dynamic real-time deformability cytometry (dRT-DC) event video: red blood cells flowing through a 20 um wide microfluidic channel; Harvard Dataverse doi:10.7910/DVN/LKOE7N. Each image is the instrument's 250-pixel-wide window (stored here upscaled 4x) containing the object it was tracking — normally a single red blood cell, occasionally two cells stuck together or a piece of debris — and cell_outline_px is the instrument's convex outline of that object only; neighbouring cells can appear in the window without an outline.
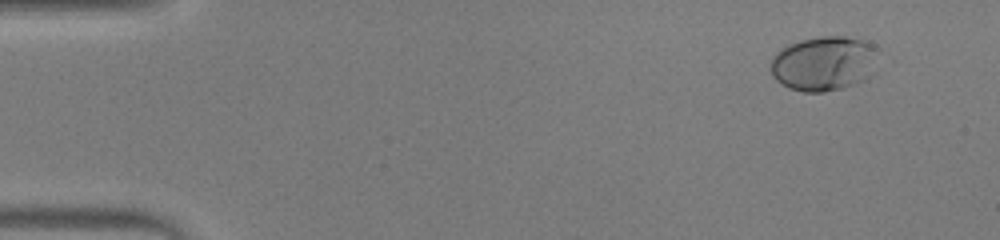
{"species": "human", "species_latin": "Homo sapiens", "temperature_condition": "warm", "stored_images_in_passage": 54, "camera_frame_rate_fps": 3000, "um_per_image_px": 0.085, "donor": {"sex": "male"}, "frame": {"image": 1, "passage_image": 5, "time_ms": 1.333, "image_size_px": [1000, 240], "cell_outline_px": [[880, 48], [868, 80], [840, 88], [824, 92], [804, 92], [788, 88], [776, 80], [772, 76], [772, 56], [776, 52], [788, 44], [800, 40], [824, 36], [844, 36], [876, 44]], "centroid_in_image_um": [70.05, 5.39], "position_along_channel_um": 15.0, "area_um2": 34.45}}
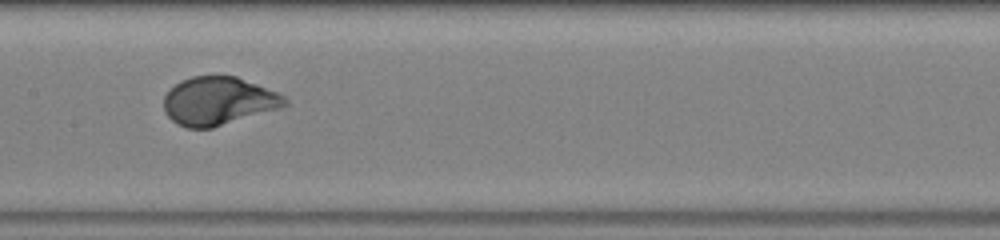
{"frame": {"image": 2, "passage_image": 28, "time_ms": 9.0, "image_size_px": [1000, 240], "cell_outline_px": [[288, 104], [280, 108], [212, 128], [188, 128], [176, 124], [164, 112], [164, 96], [180, 80], [192, 76], [236, 76], [276, 92], [284, 96], [288, 100]], "centroid_in_image_um": [18.54, 8.59], "position_along_channel_um": 188.9, "area_um2": 33.81}}
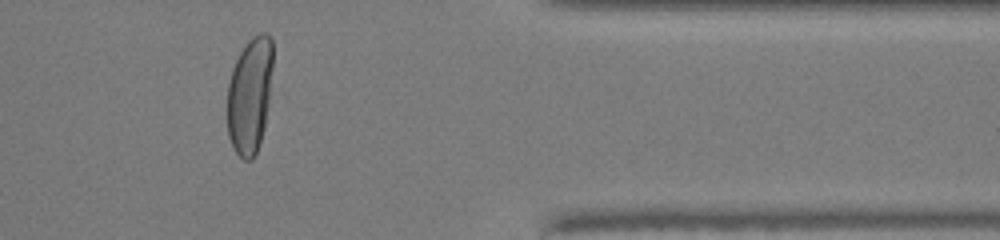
{"frame": {"image": 3, "passage_image": 45, "time_ms": 14.667, "image_size_px": [1000, 240], "cell_outline_px": [[272, 68], [268, 104], [264, 128], [260, 144], [252, 160], [244, 160], [236, 152], [228, 136], [228, 84], [232, 68], [240, 52], [248, 40], [252, 36], [260, 32], [264, 32], [272, 40]], "centroid_in_image_um": [21.23, 8.09], "position_along_channel_um": 390.2, "area_um2": 30.75}}